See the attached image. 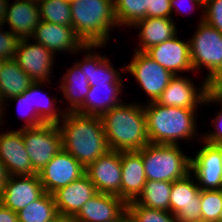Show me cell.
Returning <instances> with one entry per match:
<instances>
[{"mask_svg": "<svg viewBox=\"0 0 222 222\" xmlns=\"http://www.w3.org/2000/svg\"><path fill=\"white\" fill-rule=\"evenodd\" d=\"M57 126L62 149L85 168L110 150L100 116L67 112Z\"/></svg>", "mask_w": 222, "mask_h": 222, "instance_id": "obj_1", "label": "cell"}, {"mask_svg": "<svg viewBox=\"0 0 222 222\" xmlns=\"http://www.w3.org/2000/svg\"><path fill=\"white\" fill-rule=\"evenodd\" d=\"M149 143L181 145L180 141L194 142L197 134V109L169 107L150 102L143 105ZM197 134V135H196Z\"/></svg>", "mask_w": 222, "mask_h": 222, "instance_id": "obj_2", "label": "cell"}, {"mask_svg": "<svg viewBox=\"0 0 222 222\" xmlns=\"http://www.w3.org/2000/svg\"><path fill=\"white\" fill-rule=\"evenodd\" d=\"M101 120L110 150L139 151L149 144L142 103L122 102L104 113Z\"/></svg>", "mask_w": 222, "mask_h": 222, "instance_id": "obj_3", "label": "cell"}, {"mask_svg": "<svg viewBox=\"0 0 222 222\" xmlns=\"http://www.w3.org/2000/svg\"><path fill=\"white\" fill-rule=\"evenodd\" d=\"M70 9L72 27L85 45L106 46L110 43L111 29L119 28L114 0H74Z\"/></svg>", "mask_w": 222, "mask_h": 222, "instance_id": "obj_4", "label": "cell"}, {"mask_svg": "<svg viewBox=\"0 0 222 222\" xmlns=\"http://www.w3.org/2000/svg\"><path fill=\"white\" fill-rule=\"evenodd\" d=\"M146 179L169 181L186 177L191 169V155L184 154L180 145L149 143L142 148Z\"/></svg>", "mask_w": 222, "mask_h": 222, "instance_id": "obj_5", "label": "cell"}, {"mask_svg": "<svg viewBox=\"0 0 222 222\" xmlns=\"http://www.w3.org/2000/svg\"><path fill=\"white\" fill-rule=\"evenodd\" d=\"M201 16L189 39L190 59L194 71L207 70L204 80L210 84L222 71V33Z\"/></svg>", "mask_w": 222, "mask_h": 222, "instance_id": "obj_6", "label": "cell"}, {"mask_svg": "<svg viewBox=\"0 0 222 222\" xmlns=\"http://www.w3.org/2000/svg\"><path fill=\"white\" fill-rule=\"evenodd\" d=\"M22 140L29 154L32 168L37 173L62 150L61 135L57 124L45 123L38 127L22 129Z\"/></svg>", "mask_w": 222, "mask_h": 222, "instance_id": "obj_7", "label": "cell"}, {"mask_svg": "<svg viewBox=\"0 0 222 222\" xmlns=\"http://www.w3.org/2000/svg\"><path fill=\"white\" fill-rule=\"evenodd\" d=\"M125 72L133 75L135 81L148 96L147 103L156 102L174 75L159 65L145 52L135 51L129 63L123 65Z\"/></svg>", "mask_w": 222, "mask_h": 222, "instance_id": "obj_8", "label": "cell"}, {"mask_svg": "<svg viewBox=\"0 0 222 222\" xmlns=\"http://www.w3.org/2000/svg\"><path fill=\"white\" fill-rule=\"evenodd\" d=\"M31 42V43H30ZM52 51L30 38L20 39L14 59L19 67L30 76L34 82H51L55 57ZM54 62V63H53ZM51 73V74H50Z\"/></svg>", "mask_w": 222, "mask_h": 222, "instance_id": "obj_9", "label": "cell"}, {"mask_svg": "<svg viewBox=\"0 0 222 222\" xmlns=\"http://www.w3.org/2000/svg\"><path fill=\"white\" fill-rule=\"evenodd\" d=\"M201 142V149L191 156L190 173L201 190L222 189V147Z\"/></svg>", "mask_w": 222, "mask_h": 222, "instance_id": "obj_10", "label": "cell"}, {"mask_svg": "<svg viewBox=\"0 0 222 222\" xmlns=\"http://www.w3.org/2000/svg\"><path fill=\"white\" fill-rule=\"evenodd\" d=\"M187 77L188 76H184L183 74H181V76L175 75L163 90L156 103L186 109L203 107L204 99L210 92L209 83L203 80L198 88V85L195 86L196 82H192L191 78Z\"/></svg>", "mask_w": 222, "mask_h": 222, "instance_id": "obj_11", "label": "cell"}, {"mask_svg": "<svg viewBox=\"0 0 222 222\" xmlns=\"http://www.w3.org/2000/svg\"><path fill=\"white\" fill-rule=\"evenodd\" d=\"M85 174V167L63 149L38 173L45 192L52 194Z\"/></svg>", "mask_w": 222, "mask_h": 222, "instance_id": "obj_12", "label": "cell"}, {"mask_svg": "<svg viewBox=\"0 0 222 222\" xmlns=\"http://www.w3.org/2000/svg\"><path fill=\"white\" fill-rule=\"evenodd\" d=\"M195 177L189 173L186 177L172 183L170 212L179 222L201 220L200 191Z\"/></svg>", "mask_w": 222, "mask_h": 222, "instance_id": "obj_13", "label": "cell"}, {"mask_svg": "<svg viewBox=\"0 0 222 222\" xmlns=\"http://www.w3.org/2000/svg\"><path fill=\"white\" fill-rule=\"evenodd\" d=\"M97 191L121 198V151L109 150L85 168Z\"/></svg>", "mask_w": 222, "mask_h": 222, "instance_id": "obj_14", "label": "cell"}, {"mask_svg": "<svg viewBox=\"0 0 222 222\" xmlns=\"http://www.w3.org/2000/svg\"><path fill=\"white\" fill-rule=\"evenodd\" d=\"M30 39L42 44L55 55L59 52H70L78 55L85 53V44L76 35L72 26H63L51 22L40 21ZM79 52V53H78Z\"/></svg>", "mask_w": 222, "mask_h": 222, "instance_id": "obj_15", "label": "cell"}, {"mask_svg": "<svg viewBox=\"0 0 222 222\" xmlns=\"http://www.w3.org/2000/svg\"><path fill=\"white\" fill-rule=\"evenodd\" d=\"M145 53L174 76L194 71L190 59L189 40H181L178 34L150 47Z\"/></svg>", "mask_w": 222, "mask_h": 222, "instance_id": "obj_16", "label": "cell"}, {"mask_svg": "<svg viewBox=\"0 0 222 222\" xmlns=\"http://www.w3.org/2000/svg\"><path fill=\"white\" fill-rule=\"evenodd\" d=\"M15 130V131H14ZM0 132V160L9 176L38 174L31 165L29 154L22 140V129Z\"/></svg>", "mask_w": 222, "mask_h": 222, "instance_id": "obj_17", "label": "cell"}, {"mask_svg": "<svg viewBox=\"0 0 222 222\" xmlns=\"http://www.w3.org/2000/svg\"><path fill=\"white\" fill-rule=\"evenodd\" d=\"M101 47L105 48V45H86L85 51L87 53L82 59L78 60L79 62H76L81 71H84L85 76H87L90 86H96V84H125L122 79L124 77L121 75L125 72V67H121L122 72L114 68L112 61L105 54L103 56V54L100 55L97 52L99 51L97 49Z\"/></svg>", "mask_w": 222, "mask_h": 222, "instance_id": "obj_18", "label": "cell"}, {"mask_svg": "<svg viewBox=\"0 0 222 222\" xmlns=\"http://www.w3.org/2000/svg\"><path fill=\"white\" fill-rule=\"evenodd\" d=\"M44 192L38 174L9 176L0 203L17 213L37 200Z\"/></svg>", "mask_w": 222, "mask_h": 222, "instance_id": "obj_19", "label": "cell"}, {"mask_svg": "<svg viewBox=\"0 0 222 222\" xmlns=\"http://www.w3.org/2000/svg\"><path fill=\"white\" fill-rule=\"evenodd\" d=\"M127 212V204L119 197L98 192L74 216L76 222H117Z\"/></svg>", "mask_w": 222, "mask_h": 222, "instance_id": "obj_20", "label": "cell"}, {"mask_svg": "<svg viewBox=\"0 0 222 222\" xmlns=\"http://www.w3.org/2000/svg\"><path fill=\"white\" fill-rule=\"evenodd\" d=\"M98 193L86 174L52 193L59 215L74 217Z\"/></svg>", "mask_w": 222, "mask_h": 222, "instance_id": "obj_21", "label": "cell"}, {"mask_svg": "<svg viewBox=\"0 0 222 222\" xmlns=\"http://www.w3.org/2000/svg\"><path fill=\"white\" fill-rule=\"evenodd\" d=\"M121 199L127 204L135 201L145 185L146 174L139 151H121Z\"/></svg>", "mask_w": 222, "mask_h": 222, "instance_id": "obj_22", "label": "cell"}, {"mask_svg": "<svg viewBox=\"0 0 222 222\" xmlns=\"http://www.w3.org/2000/svg\"><path fill=\"white\" fill-rule=\"evenodd\" d=\"M40 21L38 4L21 0L10 3L9 0L3 25L8 24V30L20 39L30 38Z\"/></svg>", "mask_w": 222, "mask_h": 222, "instance_id": "obj_23", "label": "cell"}, {"mask_svg": "<svg viewBox=\"0 0 222 222\" xmlns=\"http://www.w3.org/2000/svg\"><path fill=\"white\" fill-rule=\"evenodd\" d=\"M173 18L146 17L137 21L131 28L139 29L135 51L145 52L150 47L169 40L177 35L176 21Z\"/></svg>", "mask_w": 222, "mask_h": 222, "instance_id": "obj_24", "label": "cell"}, {"mask_svg": "<svg viewBox=\"0 0 222 222\" xmlns=\"http://www.w3.org/2000/svg\"><path fill=\"white\" fill-rule=\"evenodd\" d=\"M124 86V84H96V86H90L82 106L76 112L101 117L123 102L120 95L123 93Z\"/></svg>", "mask_w": 222, "mask_h": 222, "instance_id": "obj_25", "label": "cell"}, {"mask_svg": "<svg viewBox=\"0 0 222 222\" xmlns=\"http://www.w3.org/2000/svg\"><path fill=\"white\" fill-rule=\"evenodd\" d=\"M74 64V65H72ZM65 74L60 77L59 91L66 98L67 107L65 112H76L83 104L84 99L89 92L90 84L84 71H81L79 65L72 63ZM69 103V104H68Z\"/></svg>", "mask_w": 222, "mask_h": 222, "instance_id": "obj_26", "label": "cell"}, {"mask_svg": "<svg viewBox=\"0 0 222 222\" xmlns=\"http://www.w3.org/2000/svg\"><path fill=\"white\" fill-rule=\"evenodd\" d=\"M34 81L18 65L15 59L4 60L0 72V99L4 104L2 116L8 104V99L22 94ZM7 100V101H6Z\"/></svg>", "mask_w": 222, "mask_h": 222, "instance_id": "obj_27", "label": "cell"}, {"mask_svg": "<svg viewBox=\"0 0 222 222\" xmlns=\"http://www.w3.org/2000/svg\"><path fill=\"white\" fill-rule=\"evenodd\" d=\"M43 84L44 82H34L30 86L31 106L35 108L36 113L45 123L58 124L66 113L65 109L62 110L57 103L61 99L58 100L56 97L52 99L51 96L49 97L47 93H44L41 89Z\"/></svg>", "mask_w": 222, "mask_h": 222, "instance_id": "obj_28", "label": "cell"}, {"mask_svg": "<svg viewBox=\"0 0 222 222\" xmlns=\"http://www.w3.org/2000/svg\"><path fill=\"white\" fill-rule=\"evenodd\" d=\"M172 183L169 181L147 180L135 202L150 209L170 211Z\"/></svg>", "mask_w": 222, "mask_h": 222, "instance_id": "obj_29", "label": "cell"}, {"mask_svg": "<svg viewBox=\"0 0 222 222\" xmlns=\"http://www.w3.org/2000/svg\"><path fill=\"white\" fill-rule=\"evenodd\" d=\"M17 214L19 222H51L59 215L53 195L47 192Z\"/></svg>", "mask_w": 222, "mask_h": 222, "instance_id": "obj_30", "label": "cell"}, {"mask_svg": "<svg viewBox=\"0 0 222 222\" xmlns=\"http://www.w3.org/2000/svg\"><path fill=\"white\" fill-rule=\"evenodd\" d=\"M150 2L151 0H114L115 17L119 29L132 27L137 21L146 18Z\"/></svg>", "mask_w": 222, "mask_h": 222, "instance_id": "obj_31", "label": "cell"}, {"mask_svg": "<svg viewBox=\"0 0 222 222\" xmlns=\"http://www.w3.org/2000/svg\"><path fill=\"white\" fill-rule=\"evenodd\" d=\"M38 6L41 21L72 26L70 2L66 0H41Z\"/></svg>", "mask_w": 222, "mask_h": 222, "instance_id": "obj_32", "label": "cell"}, {"mask_svg": "<svg viewBox=\"0 0 222 222\" xmlns=\"http://www.w3.org/2000/svg\"><path fill=\"white\" fill-rule=\"evenodd\" d=\"M201 220L220 222L222 215V189L201 190Z\"/></svg>", "mask_w": 222, "mask_h": 222, "instance_id": "obj_33", "label": "cell"}, {"mask_svg": "<svg viewBox=\"0 0 222 222\" xmlns=\"http://www.w3.org/2000/svg\"><path fill=\"white\" fill-rule=\"evenodd\" d=\"M127 212L136 222H179L170 211L150 209L135 201L127 203Z\"/></svg>", "mask_w": 222, "mask_h": 222, "instance_id": "obj_34", "label": "cell"}, {"mask_svg": "<svg viewBox=\"0 0 222 222\" xmlns=\"http://www.w3.org/2000/svg\"><path fill=\"white\" fill-rule=\"evenodd\" d=\"M8 100L10 102L17 103V109H19L18 112L20 113L21 118L23 117V114H24L25 118L23 117V119L25 121V124L21 127V129L34 128V127H38L40 125L45 124V122L36 113L35 108L31 106L30 87L26 89L22 94H19L18 96H14ZM22 110H23V113H22Z\"/></svg>", "mask_w": 222, "mask_h": 222, "instance_id": "obj_35", "label": "cell"}, {"mask_svg": "<svg viewBox=\"0 0 222 222\" xmlns=\"http://www.w3.org/2000/svg\"><path fill=\"white\" fill-rule=\"evenodd\" d=\"M212 104H217L220 106L219 111L215 113V117L211 120V126L213 124V128L215 130H209L208 133L203 132L201 135V140L206 143L220 145L222 144V104L209 92L204 99V107L205 105L210 106Z\"/></svg>", "mask_w": 222, "mask_h": 222, "instance_id": "obj_36", "label": "cell"}, {"mask_svg": "<svg viewBox=\"0 0 222 222\" xmlns=\"http://www.w3.org/2000/svg\"><path fill=\"white\" fill-rule=\"evenodd\" d=\"M203 21L222 33V0H204Z\"/></svg>", "mask_w": 222, "mask_h": 222, "instance_id": "obj_37", "label": "cell"}, {"mask_svg": "<svg viewBox=\"0 0 222 222\" xmlns=\"http://www.w3.org/2000/svg\"><path fill=\"white\" fill-rule=\"evenodd\" d=\"M4 27L0 25V59H14L20 38L10 30L4 31Z\"/></svg>", "mask_w": 222, "mask_h": 222, "instance_id": "obj_38", "label": "cell"}, {"mask_svg": "<svg viewBox=\"0 0 222 222\" xmlns=\"http://www.w3.org/2000/svg\"><path fill=\"white\" fill-rule=\"evenodd\" d=\"M171 15V0H151L150 8H147V17L173 18Z\"/></svg>", "mask_w": 222, "mask_h": 222, "instance_id": "obj_39", "label": "cell"}, {"mask_svg": "<svg viewBox=\"0 0 222 222\" xmlns=\"http://www.w3.org/2000/svg\"><path fill=\"white\" fill-rule=\"evenodd\" d=\"M185 1L186 0H171V10L172 12H175L173 13L174 15L176 14L179 15L180 13L188 14L189 8L187 9L185 5L186 3ZM187 1L191 3V5L190 4L188 5L190 7L189 12L197 9V6H198V8H200L202 10L201 12L203 13L204 0H187Z\"/></svg>", "mask_w": 222, "mask_h": 222, "instance_id": "obj_40", "label": "cell"}, {"mask_svg": "<svg viewBox=\"0 0 222 222\" xmlns=\"http://www.w3.org/2000/svg\"><path fill=\"white\" fill-rule=\"evenodd\" d=\"M0 222H19L18 214L0 203Z\"/></svg>", "mask_w": 222, "mask_h": 222, "instance_id": "obj_41", "label": "cell"}, {"mask_svg": "<svg viewBox=\"0 0 222 222\" xmlns=\"http://www.w3.org/2000/svg\"><path fill=\"white\" fill-rule=\"evenodd\" d=\"M9 178L8 171L4 163L0 160V197L2 196L7 180Z\"/></svg>", "mask_w": 222, "mask_h": 222, "instance_id": "obj_42", "label": "cell"}, {"mask_svg": "<svg viewBox=\"0 0 222 222\" xmlns=\"http://www.w3.org/2000/svg\"><path fill=\"white\" fill-rule=\"evenodd\" d=\"M8 2L9 0H0V25L5 21Z\"/></svg>", "mask_w": 222, "mask_h": 222, "instance_id": "obj_43", "label": "cell"}, {"mask_svg": "<svg viewBox=\"0 0 222 222\" xmlns=\"http://www.w3.org/2000/svg\"><path fill=\"white\" fill-rule=\"evenodd\" d=\"M210 89H222V71L221 73L209 84Z\"/></svg>", "mask_w": 222, "mask_h": 222, "instance_id": "obj_44", "label": "cell"}, {"mask_svg": "<svg viewBox=\"0 0 222 222\" xmlns=\"http://www.w3.org/2000/svg\"><path fill=\"white\" fill-rule=\"evenodd\" d=\"M51 222H76V221H75L74 217L58 215Z\"/></svg>", "mask_w": 222, "mask_h": 222, "instance_id": "obj_45", "label": "cell"}, {"mask_svg": "<svg viewBox=\"0 0 222 222\" xmlns=\"http://www.w3.org/2000/svg\"><path fill=\"white\" fill-rule=\"evenodd\" d=\"M210 93L222 104V89H210Z\"/></svg>", "mask_w": 222, "mask_h": 222, "instance_id": "obj_46", "label": "cell"}, {"mask_svg": "<svg viewBox=\"0 0 222 222\" xmlns=\"http://www.w3.org/2000/svg\"><path fill=\"white\" fill-rule=\"evenodd\" d=\"M117 222H136V221L128 212H126Z\"/></svg>", "mask_w": 222, "mask_h": 222, "instance_id": "obj_47", "label": "cell"}, {"mask_svg": "<svg viewBox=\"0 0 222 222\" xmlns=\"http://www.w3.org/2000/svg\"><path fill=\"white\" fill-rule=\"evenodd\" d=\"M21 1H27V2H32V3L39 4V2H40L41 0H21Z\"/></svg>", "mask_w": 222, "mask_h": 222, "instance_id": "obj_48", "label": "cell"}, {"mask_svg": "<svg viewBox=\"0 0 222 222\" xmlns=\"http://www.w3.org/2000/svg\"><path fill=\"white\" fill-rule=\"evenodd\" d=\"M3 118H4V117L2 116V112L0 111V125H1V126L4 125V124H3Z\"/></svg>", "mask_w": 222, "mask_h": 222, "instance_id": "obj_49", "label": "cell"}, {"mask_svg": "<svg viewBox=\"0 0 222 222\" xmlns=\"http://www.w3.org/2000/svg\"><path fill=\"white\" fill-rule=\"evenodd\" d=\"M3 108H4V104H3V102L1 101V99H0V111L3 113Z\"/></svg>", "mask_w": 222, "mask_h": 222, "instance_id": "obj_50", "label": "cell"}, {"mask_svg": "<svg viewBox=\"0 0 222 222\" xmlns=\"http://www.w3.org/2000/svg\"><path fill=\"white\" fill-rule=\"evenodd\" d=\"M3 63H4V60L0 59V72H1V69H2V66H3Z\"/></svg>", "mask_w": 222, "mask_h": 222, "instance_id": "obj_51", "label": "cell"}, {"mask_svg": "<svg viewBox=\"0 0 222 222\" xmlns=\"http://www.w3.org/2000/svg\"><path fill=\"white\" fill-rule=\"evenodd\" d=\"M191 222H206L204 220H196V221H191Z\"/></svg>", "mask_w": 222, "mask_h": 222, "instance_id": "obj_52", "label": "cell"}]
</instances>
